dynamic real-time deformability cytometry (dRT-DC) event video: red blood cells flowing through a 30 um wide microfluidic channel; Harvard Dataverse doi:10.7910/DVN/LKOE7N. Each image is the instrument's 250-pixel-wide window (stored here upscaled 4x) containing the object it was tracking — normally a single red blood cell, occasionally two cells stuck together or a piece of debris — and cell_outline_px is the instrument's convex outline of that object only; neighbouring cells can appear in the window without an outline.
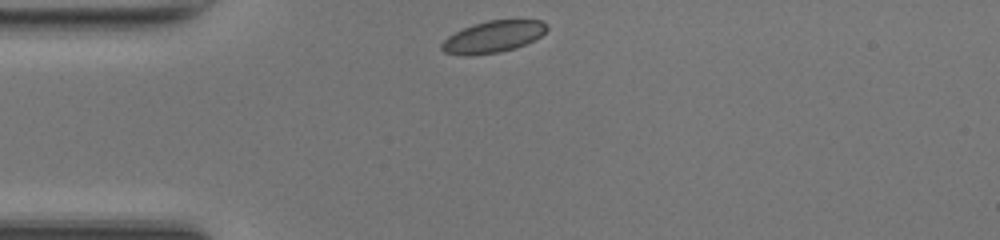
{"species": "common noctule bat (a hibernating species)", "species_latin": "Nyctalus noctula", "temperature_condition": "room temperature", "stored_images_in_passage": 10, "camera_frame_rate_fps": 3000, "um_per_image_px": 0.085, "animal": {"sex": "female", "body_mass_g": 17.0, "forearm_length_mm": 48.0}, "frame": {"image": 1, "passage_image": 1, "time_ms": 0.0, "image_size_px": [1000, 240], "cell_outline_px": [[548, 28], [540, 36], [516, 48], [500, 52], [468, 56], [464, 56], [444, 52], [440, 48], [440, 44], [448, 36], [472, 24], [488, 20], [540, 20], [548, 24]], "centroid_in_image_um": [41.89, 3.13], "position_along_channel_um": 43.1, "area_um2": 19.42}}
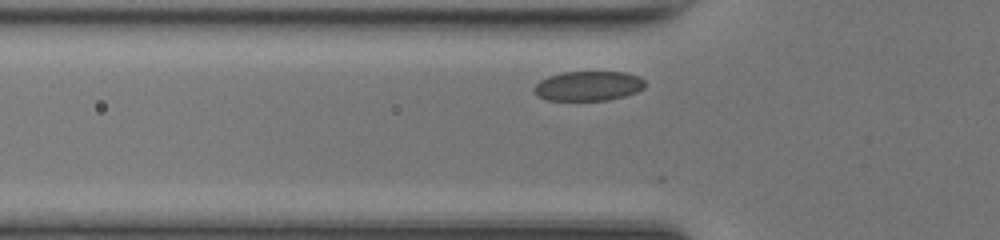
{"frame": {"image": 2, "passage_image": 5, "time_ms": 1.333, "image_size_px": [1000, 240], "cell_outline_px": [[644, 88], [636, 92], [624, 96], [608, 100], [548, 100], [540, 96], [532, 88], [540, 80], [548, 76], [560, 72], [624, 72], [640, 76], [644, 80]], "centroid_in_image_um": [50.02, 7.29], "position_along_channel_um": 75.8, "area_um2": 19.13}}
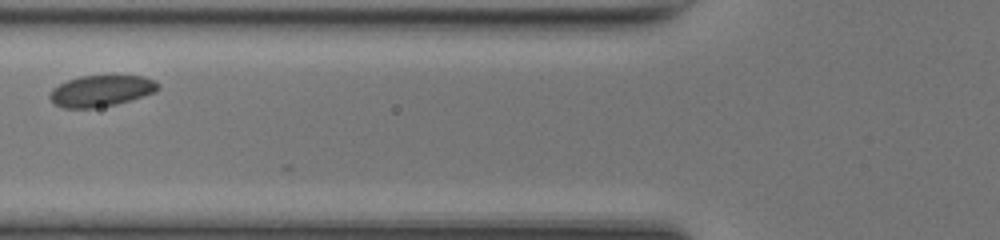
{"frame": {"image": 3, "passage_image": 8, "time_ms": 2.333, "image_size_px": [1000, 240], "cell_outline_px": [[160, 88], [156, 92], [116, 104], [92, 108], [64, 108], [52, 104], [48, 96], [52, 88], [68, 80], [80, 76], [144, 76], [156, 80], [160, 84]], "centroid_in_image_um": [8.59, 7.72], "position_along_channel_um": 117.2, "area_um2": 19.83}}